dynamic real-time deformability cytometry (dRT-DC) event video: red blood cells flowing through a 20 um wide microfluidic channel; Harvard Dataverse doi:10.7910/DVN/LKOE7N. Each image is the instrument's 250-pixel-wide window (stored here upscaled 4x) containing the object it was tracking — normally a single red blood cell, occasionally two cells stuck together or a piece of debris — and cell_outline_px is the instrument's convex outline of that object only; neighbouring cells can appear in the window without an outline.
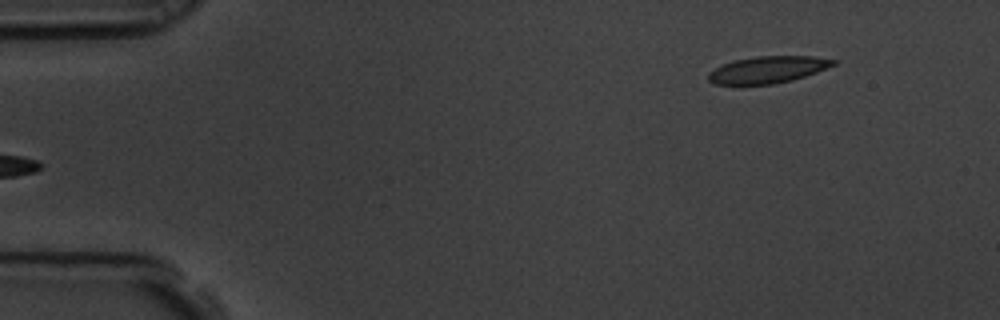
{"species": "common noctule bat (a hibernating species)", "species_latin": "Nyctalus noctula", "temperature_condition": "room temperature", "stored_images_in_passage": 6, "segment_of_instrument_passage": [2, 2], "camera_frame_rate_fps": 3000, "um_per_image_px": 0.085, "animal": {"sex": "male", "body_mass_g": 19.5, "forearm_length_mm": 54.6}, "frame": {"image": 1, "passage_image": 6, "time_ms": 1.667, "image_size_px": [1000, 320], "cell_outline_px": [[836, 64], [816, 72], [792, 80], [772, 84], [716, 84], [708, 80], [708, 72], [724, 64], [736, 60], [756, 56], [812, 56], [836, 60]], "centroid_in_image_um": [65.26, 5.92], "position_along_channel_um": 19.7, "area_um2": 19.25}}